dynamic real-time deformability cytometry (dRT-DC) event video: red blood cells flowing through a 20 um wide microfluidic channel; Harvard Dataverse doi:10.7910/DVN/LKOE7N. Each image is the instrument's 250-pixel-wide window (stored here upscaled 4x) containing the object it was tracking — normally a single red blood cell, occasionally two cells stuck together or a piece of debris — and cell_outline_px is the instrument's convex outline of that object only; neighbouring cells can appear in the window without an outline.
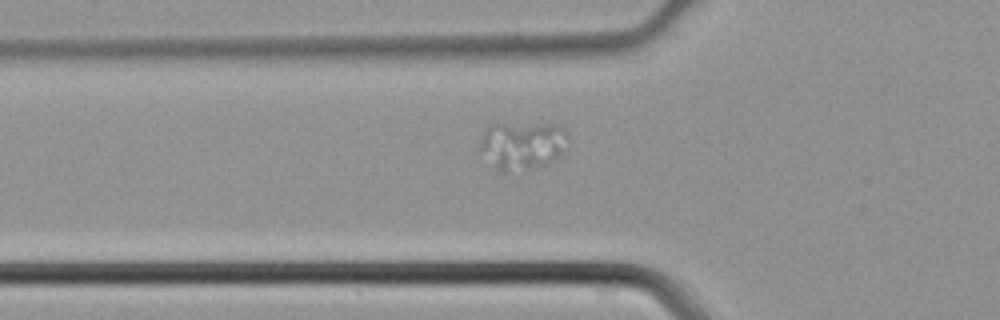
{"species": "common noctule bat (a hibernating species)", "species_latin": "Nyctalus noctula", "temperature_condition": "cold", "stored_images_in_passage": 42, "segment_of_instrument_passage": [1, 2], "camera_frame_rate_fps": 3000, "um_per_image_px": 0.085, "animal": {"sex": "male", "body_mass_g": 21.5, "forearm_length_mm": 52.0}, "frame": {"image": 1, "passage_image": 13, "time_ms": 4.0, "image_size_px": [1000, 320], "cell_outline_px": [[568, 140], [560, 152], [552, 160], [536, 164], [504, 168], [496, 168], [480, 148], [480, 140], [484, 132], [492, 124], [556, 124], [564, 128], [568, 132]], "centroid_in_image_um": [44.42, 12.23], "position_along_channel_um": 81.4, "area_um2": 22.83}}
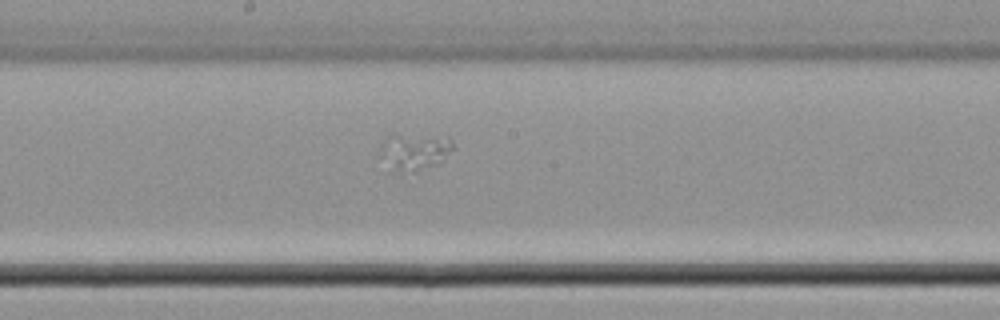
{"frame": {"image": 2, "passage_image": 22, "time_ms": 7.0, "image_size_px": [1000, 320], "cell_outline_px": [[456, 148], [436, 164], [416, 168], [396, 168], [384, 156], [384, 140], [392, 132], [448, 136], [452, 140]], "centroid_in_image_um": [35.4, 12.71], "position_along_channel_um": 212.8, "area_um2": 14.62}}
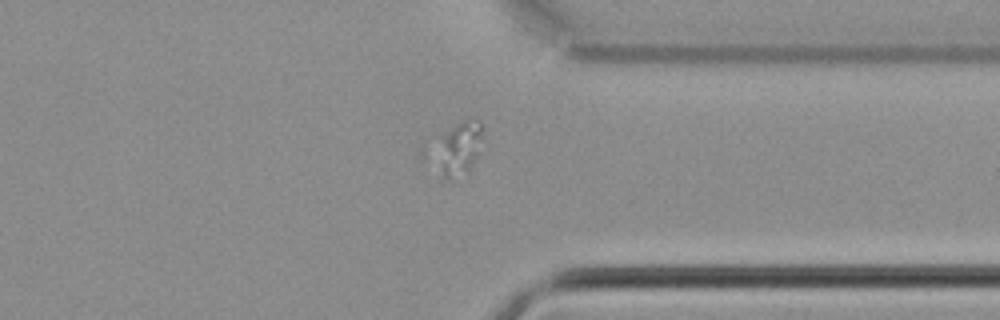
{"frame": {"image": 3, "passage_image": 33, "time_ms": 10.667, "image_size_px": [1000, 320], "cell_outline_px": [[480, 136], [476, 156], [468, 168], [452, 180], [440, 180], [440, 132], [464, 120], [468, 120], [480, 124]], "centroid_in_image_um": [38.95, 12.62], "position_along_channel_um": 372.4, "area_um2": 13.41}}